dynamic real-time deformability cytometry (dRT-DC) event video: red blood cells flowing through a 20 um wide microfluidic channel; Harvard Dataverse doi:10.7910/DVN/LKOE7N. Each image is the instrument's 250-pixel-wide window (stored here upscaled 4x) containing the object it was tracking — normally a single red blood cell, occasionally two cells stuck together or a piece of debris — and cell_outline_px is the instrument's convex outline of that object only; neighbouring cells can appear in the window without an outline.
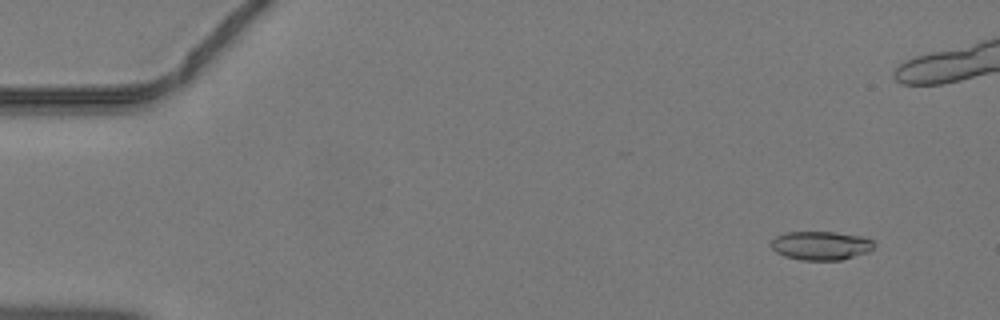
{"species": "common noctule bat (a hibernating species)", "species_latin": "Nyctalus noctula", "temperature_condition": "warm", "stored_images_in_passage": 36, "camera_frame_rate_fps": 3000, "um_per_image_px": 0.085, "animal": {"sex": "male", "body_mass_g": 19.2, "forearm_length_mm": 51.8}, "frame": {"image": 1, "passage_image": 4, "time_ms": 1.0, "image_size_px": [1000, 320], "cell_outline_px": [[876, 244], [868, 252], [840, 260], [800, 260], [784, 256], [776, 252], [772, 248], [772, 240], [776, 236], [788, 232], [836, 232], [860, 236], [872, 240]], "centroid_in_image_um": [69.77, 20.87], "position_along_channel_um": 15.2, "area_um2": 17.17}}
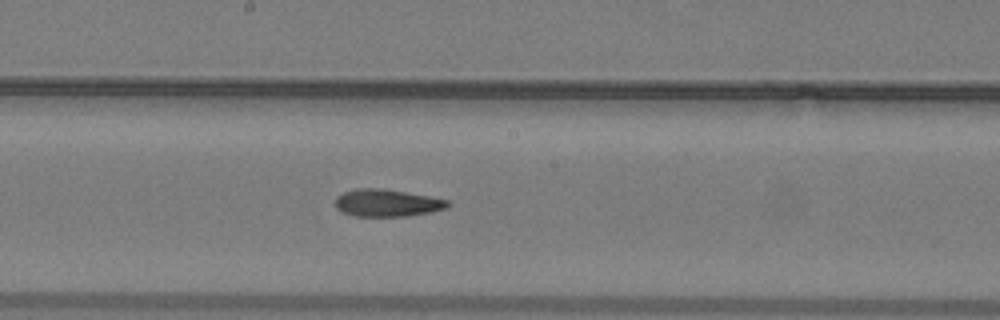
{"frame": {"image": 2, "passage_image": 25, "time_ms": 8.0, "image_size_px": [1000, 320], "cell_outline_px": [[448, 204], [444, 208], [432, 212], [408, 216], [356, 216], [344, 212], [336, 208], [336, 196], [344, 192], [356, 188], [380, 188], [428, 196], [448, 200]], "centroid_in_image_um": [32.86, 17.25], "position_along_channel_um": 215.3, "area_um2": 17.63}}
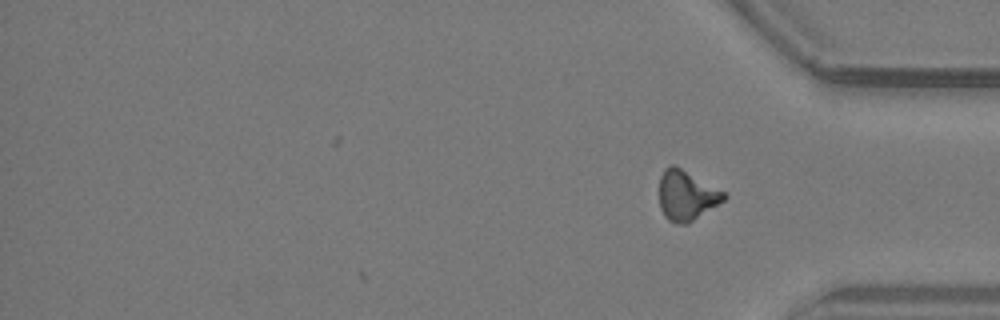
{"frame": {"image": 3, "passage_image": 36, "time_ms": 11.667, "image_size_px": [1000, 320], "cell_outline_px": [[728, 196], [724, 200], [688, 224], [676, 224], [668, 220], [664, 216], [660, 208], [660, 176], [664, 168], [672, 164], [676, 164], [728, 192]], "centroid_in_image_um": [58.38, 16.58], "position_along_channel_um": 376.8, "area_um2": 19.36}}